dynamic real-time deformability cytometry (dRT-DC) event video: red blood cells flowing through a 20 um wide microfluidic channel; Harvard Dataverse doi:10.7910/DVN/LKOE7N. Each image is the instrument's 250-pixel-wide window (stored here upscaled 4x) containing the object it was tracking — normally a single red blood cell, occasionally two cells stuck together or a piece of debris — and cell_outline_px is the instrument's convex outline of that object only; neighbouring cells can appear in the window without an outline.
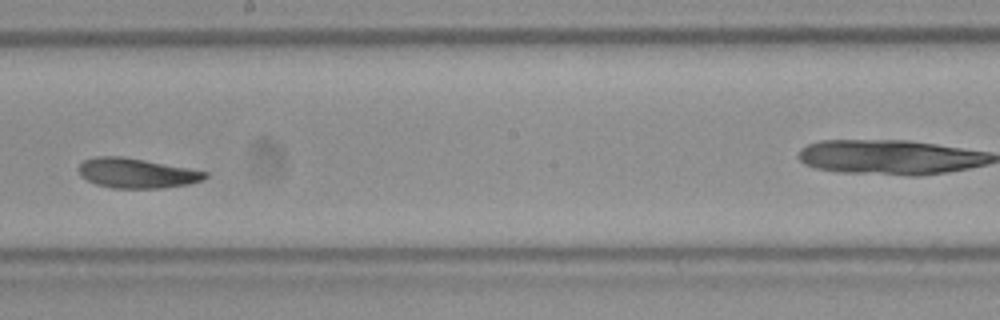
{"species": "Egyptian fruit bat (a non-hibernating species)", "species_latin": "Rousettus aegyptiacus", "temperature_condition": "room temperature", "stored_images_in_passage": 9, "camera_frame_rate_fps": 3000, "um_per_image_px": 0.085, "frame": {"image": 1, "passage_image": 7, "time_ms": 2.0, "image_size_px": [1000, 320], "cell_outline_px": [[208, 176], [200, 180], [188, 184], [160, 188], [112, 188], [96, 184], [80, 176], [80, 164], [84, 160], [96, 156], [124, 156], [188, 168], [208, 172]], "centroid_in_image_um": [11.6, 14.71], "position_along_channel_um": 236.6, "area_um2": 21.79}}
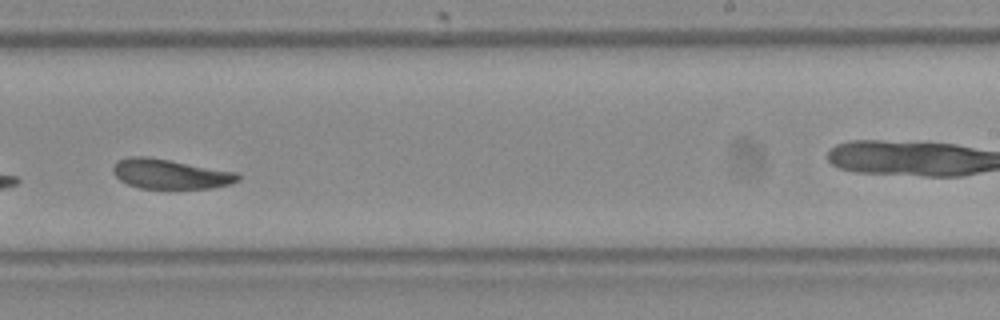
{"frame": {"image": 2, "passage_image": 8, "time_ms": 2.333, "image_size_px": [1000, 320], "cell_outline_px": [[240, 180], [232, 184], [212, 188], [140, 188], [128, 184], [120, 180], [112, 172], [112, 168], [116, 160], [128, 156], [148, 156], [236, 172], [240, 176]], "centroid_in_image_um": [14.45, 14.78], "position_along_channel_um": 274.6, "area_um2": 21.73}}